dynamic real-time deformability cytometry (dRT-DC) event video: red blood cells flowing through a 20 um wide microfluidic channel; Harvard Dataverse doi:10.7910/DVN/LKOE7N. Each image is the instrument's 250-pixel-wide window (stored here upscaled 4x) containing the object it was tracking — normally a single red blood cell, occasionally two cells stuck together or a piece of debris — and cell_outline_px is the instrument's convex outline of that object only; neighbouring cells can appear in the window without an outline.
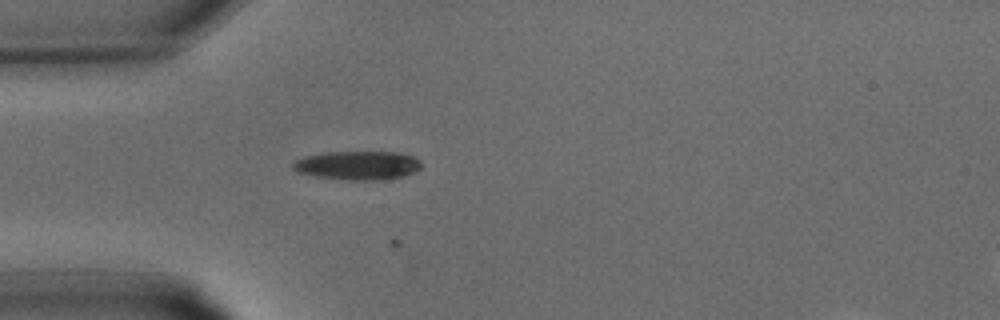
{"species": "common noctule bat (a hibernating species)", "species_latin": "Nyctalus noctula", "temperature_condition": "warm", "stored_images_in_passage": 5, "camera_frame_rate_fps": 3000, "um_per_image_px": 0.085, "animal": {"sex": "male", "body_mass_g": 15.6}, "frame": {"image": 1, "passage_image": 2, "time_ms": 0.333, "image_size_px": [1000, 320], "cell_outline_px": [[420, 168], [416, 172], [404, 176], [380, 180], [348, 180], [316, 176], [300, 172], [292, 168], [292, 164], [296, 160], [304, 156], [324, 152], [400, 152], [412, 156], [420, 160]], "centroid_in_image_um": [30.43, 14.05], "position_along_channel_um": 54.6, "area_um2": 21.56}}